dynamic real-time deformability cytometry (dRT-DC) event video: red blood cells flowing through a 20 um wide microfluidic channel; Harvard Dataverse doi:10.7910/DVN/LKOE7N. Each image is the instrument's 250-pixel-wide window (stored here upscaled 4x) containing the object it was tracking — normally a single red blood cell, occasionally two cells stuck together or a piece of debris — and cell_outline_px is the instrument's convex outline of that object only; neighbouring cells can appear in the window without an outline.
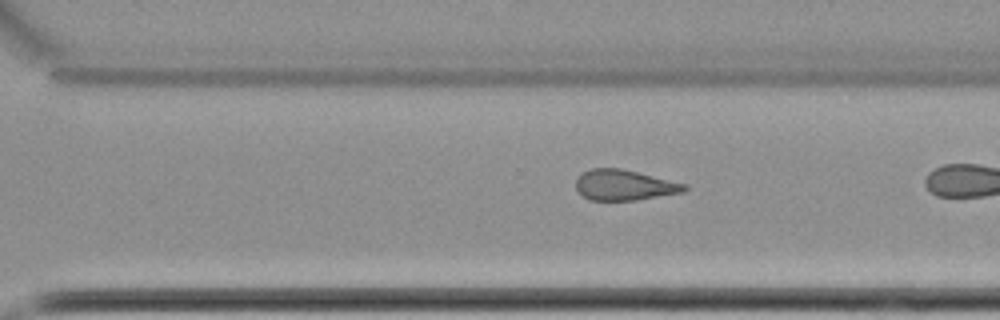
{"species": "common noctule bat (a hibernating species)", "species_latin": "Nyctalus noctula", "temperature_condition": "cold", "stored_images_in_passage": 29, "camera_frame_rate_fps": 3000, "um_per_image_px": 0.085, "animal": {"sex": "female", "body_mass_g": 22.7, "forearm_length_mm": 54.2}, "frame": {"image": 1, "passage_image": 25, "time_ms": 8.0, "image_size_px": [1000, 320], "cell_outline_px": [[688, 188], [684, 192], [636, 200], [588, 200], [576, 188], [576, 180], [584, 172], [592, 168], [620, 168], [688, 184]], "centroid_in_image_um": [53.1, 15.73], "position_along_channel_um": 317.5, "area_um2": 19.19}}